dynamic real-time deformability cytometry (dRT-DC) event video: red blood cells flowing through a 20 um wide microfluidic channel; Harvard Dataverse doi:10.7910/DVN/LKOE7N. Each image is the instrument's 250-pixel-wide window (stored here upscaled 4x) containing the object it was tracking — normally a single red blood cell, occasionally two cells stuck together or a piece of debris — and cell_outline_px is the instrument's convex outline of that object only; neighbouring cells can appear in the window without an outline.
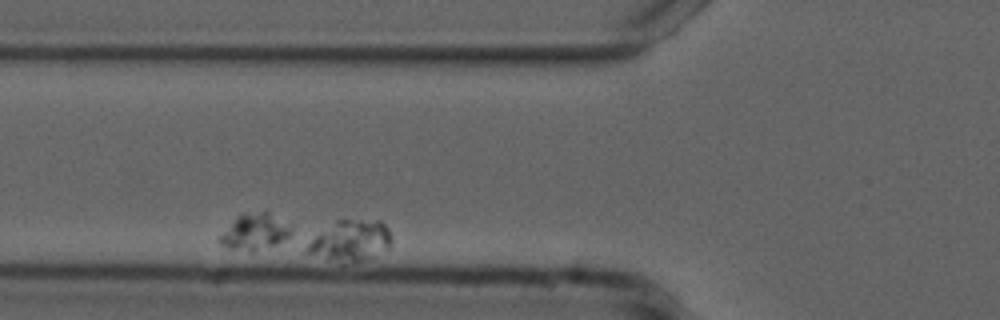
{"species": "common noctule bat (a hibernating species)", "species_latin": "Nyctalus noctula", "temperature_condition": "cold", "stored_images_in_passage": 27, "segment_of_instrument_passage": [1, 2], "camera_frame_rate_fps": 3000, "um_per_image_px": 0.085, "animal": {"sex": "male", "forearm_length_mm": 52.5}, "frame": {"image": 1, "passage_image": 5, "time_ms": 1.333, "image_size_px": [1000, 320], "cell_outline_px": [[392, 240], [388, 248], [368, 260], [356, 264], [340, 264], [304, 252], [304, 244], [336, 220], [380, 220], [388, 228]], "centroid_in_image_um": [29.76, 20.52], "position_along_channel_um": 96.0, "area_um2": 20.81}}
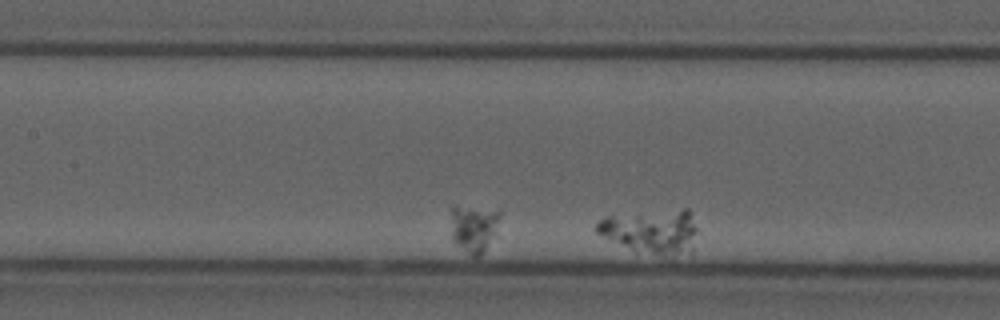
{"frame": {"image": 2, "passage_image": 12, "time_ms": 3.667, "image_size_px": [1000, 320], "cell_outline_px": [[696, 232], [692, 256], [672, 260], [668, 260], [636, 252], [596, 232], [596, 224], [600, 220], [608, 216], [684, 208], [688, 208], [696, 228]], "centroid_in_image_um": [55.49, 19.77], "position_along_channel_um": 151.9, "area_um2": 26.93}}